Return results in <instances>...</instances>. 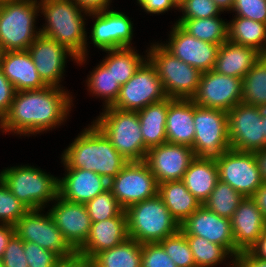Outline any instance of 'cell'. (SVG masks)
<instances>
[{
	"label": "cell",
	"mask_w": 266,
	"mask_h": 267,
	"mask_svg": "<svg viewBox=\"0 0 266 267\" xmlns=\"http://www.w3.org/2000/svg\"><path fill=\"white\" fill-rule=\"evenodd\" d=\"M254 153L259 166L261 179L263 182H266V147Z\"/></svg>",
	"instance_id": "cell-55"
},
{
	"label": "cell",
	"mask_w": 266,
	"mask_h": 267,
	"mask_svg": "<svg viewBox=\"0 0 266 267\" xmlns=\"http://www.w3.org/2000/svg\"><path fill=\"white\" fill-rule=\"evenodd\" d=\"M243 198L244 196L229 184L219 180L202 205L221 217L231 219Z\"/></svg>",
	"instance_id": "cell-37"
},
{
	"label": "cell",
	"mask_w": 266,
	"mask_h": 267,
	"mask_svg": "<svg viewBox=\"0 0 266 267\" xmlns=\"http://www.w3.org/2000/svg\"><path fill=\"white\" fill-rule=\"evenodd\" d=\"M0 68L16 92L38 90L47 86L40 78L27 50L5 51L2 55Z\"/></svg>",
	"instance_id": "cell-25"
},
{
	"label": "cell",
	"mask_w": 266,
	"mask_h": 267,
	"mask_svg": "<svg viewBox=\"0 0 266 267\" xmlns=\"http://www.w3.org/2000/svg\"><path fill=\"white\" fill-rule=\"evenodd\" d=\"M219 17L179 19L176 23L199 40L221 45L228 40V22Z\"/></svg>",
	"instance_id": "cell-33"
},
{
	"label": "cell",
	"mask_w": 266,
	"mask_h": 267,
	"mask_svg": "<svg viewBox=\"0 0 266 267\" xmlns=\"http://www.w3.org/2000/svg\"><path fill=\"white\" fill-rule=\"evenodd\" d=\"M232 12L236 16L266 23V0H234Z\"/></svg>",
	"instance_id": "cell-45"
},
{
	"label": "cell",
	"mask_w": 266,
	"mask_h": 267,
	"mask_svg": "<svg viewBox=\"0 0 266 267\" xmlns=\"http://www.w3.org/2000/svg\"><path fill=\"white\" fill-rule=\"evenodd\" d=\"M72 101L69 91L60 87L18 91L8 113L0 119V130L26 136L49 131L66 121Z\"/></svg>",
	"instance_id": "cell-1"
},
{
	"label": "cell",
	"mask_w": 266,
	"mask_h": 267,
	"mask_svg": "<svg viewBox=\"0 0 266 267\" xmlns=\"http://www.w3.org/2000/svg\"><path fill=\"white\" fill-rule=\"evenodd\" d=\"M185 235L203 237L209 242L223 246L235 258V244L231 220L221 217L201 205L181 225Z\"/></svg>",
	"instance_id": "cell-21"
},
{
	"label": "cell",
	"mask_w": 266,
	"mask_h": 267,
	"mask_svg": "<svg viewBox=\"0 0 266 267\" xmlns=\"http://www.w3.org/2000/svg\"><path fill=\"white\" fill-rule=\"evenodd\" d=\"M194 137V102L191 99H174L168 106L167 142L192 147Z\"/></svg>",
	"instance_id": "cell-26"
},
{
	"label": "cell",
	"mask_w": 266,
	"mask_h": 267,
	"mask_svg": "<svg viewBox=\"0 0 266 267\" xmlns=\"http://www.w3.org/2000/svg\"><path fill=\"white\" fill-rule=\"evenodd\" d=\"M186 238L196 267H214L227 258L232 259L229 267H234V257L223 246L194 235H186Z\"/></svg>",
	"instance_id": "cell-36"
},
{
	"label": "cell",
	"mask_w": 266,
	"mask_h": 267,
	"mask_svg": "<svg viewBox=\"0 0 266 267\" xmlns=\"http://www.w3.org/2000/svg\"><path fill=\"white\" fill-rule=\"evenodd\" d=\"M228 40L254 48L266 55V23L234 16V19L228 22Z\"/></svg>",
	"instance_id": "cell-31"
},
{
	"label": "cell",
	"mask_w": 266,
	"mask_h": 267,
	"mask_svg": "<svg viewBox=\"0 0 266 267\" xmlns=\"http://www.w3.org/2000/svg\"><path fill=\"white\" fill-rule=\"evenodd\" d=\"M39 9L46 21L40 34L65 46L77 58V64L86 63L88 39L83 16L89 13L73 0H40Z\"/></svg>",
	"instance_id": "cell-3"
},
{
	"label": "cell",
	"mask_w": 266,
	"mask_h": 267,
	"mask_svg": "<svg viewBox=\"0 0 266 267\" xmlns=\"http://www.w3.org/2000/svg\"><path fill=\"white\" fill-rule=\"evenodd\" d=\"M0 267H3L2 259H0Z\"/></svg>",
	"instance_id": "cell-61"
},
{
	"label": "cell",
	"mask_w": 266,
	"mask_h": 267,
	"mask_svg": "<svg viewBox=\"0 0 266 267\" xmlns=\"http://www.w3.org/2000/svg\"><path fill=\"white\" fill-rule=\"evenodd\" d=\"M15 234V227L10 224H0V259H2L9 240Z\"/></svg>",
	"instance_id": "cell-52"
},
{
	"label": "cell",
	"mask_w": 266,
	"mask_h": 267,
	"mask_svg": "<svg viewBox=\"0 0 266 267\" xmlns=\"http://www.w3.org/2000/svg\"><path fill=\"white\" fill-rule=\"evenodd\" d=\"M28 210L0 178V224L14 226Z\"/></svg>",
	"instance_id": "cell-41"
},
{
	"label": "cell",
	"mask_w": 266,
	"mask_h": 267,
	"mask_svg": "<svg viewBox=\"0 0 266 267\" xmlns=\"http://www.w3.org/2000/svg\"><path fill=\"white\" fill-rule=\"evenodd\" d=\"M231 149L257 152L265 148L262 108L240 102L227 112Z\"/></svg>",
	"instance_id": "cell-12"
},
{
	"label": "cell",
	"mask_w": 266,
	"mask_h": 267,
	"mask_svg": "<svg viewBox=\"0 0 266 267\" xmlns=\"http://www.w3.org/2000/svg\"><path fill=\"white\" fill-rule=\"evenodd\" d=\"M234 267H266V260L255 257L249 250L234 258Z\"/></svg>",
	"instance_id": "cell-50"
},
{
	"label": "cell",
	"mask_w": 266,
	"mask_h": 267,
	"mask_svg": "<svg viewBox=\"0 0 266 267\" xmlns=\"http://www.w3.org/2000/svg\"><path fill=\"white\" fill-rule=\"evenodd\" d=\"M146 57L155 66L168 98L192 99L201 72L168 52L160 43L152 44Z\"/></svg>",
	"instance_id": "cell-8"
},
{
	"label": "cell",
	"mask_w": 266,
	"mask_h": 267,
	"mask_svg": "<svg viewBox=\"0 0 266 267\" xmlns=\"http://www.w3.org/2000/svg\"><path fill=\"white\" fill-rule=\"evenodd\" d=\"M178 9L183 14L179 19L211 18L221 13L213 0H184Z\"/></svg>",
	"instance_id": "cell-43"
},
{
	"label": "cell",
	"mask_w": 266,
	"mask_h": 267,
	"mask_svg": "<svg viewBox=\"0 0 266 267\" xmlns=\"http://www.w3.org/2000/svg\"><path fill=\"white\" fill-rule=\"evenodd\" d=\"M129 238L125 210L116 217L92 222L85 243L77 250L80 254L95 257L98 253L111 249Z\"/></svg>",
	"instance_id": "cell-23"
},
{
	"label": "cell",
	"mask_w": 266,
	"mask_h": 267,
	"mask_svg": "<svg viewBox=\"0 0 266 267\" xmlns=\"http://www.w3.org/2000/svg\"><path fill=\"white\" fill-rule=\"evenodd\" d=\"M3 53H4V51H3L2 47H1V44H0V62H1V59H2Z\"/></svg>",
	"instance_id": "cell-58"
},
{
	"label": "cell",
	"mask_w": 266,
	"mask_h": 267,
	"mask_svg": "<svg viewBox=\"0 0 266 267\" xmlns=\"http://www.w3.org/2000/svg\"><path fill=\"white\" fill-rule=\"evenodd\" d=\"M125 212L129 238L140 244L160 242L180 230L158 194L129 206Z\"/></svg>",
	"instance_id": "cell-4"
},
{
	"label": "cell",
	"mask_w": 266,
	"mask_h": 267,
	"mask_svg": "<svg viewBox=\"0 0 266 267\" xmlns=\"http://www.w3.org/2000/svg\"><path fill=\"white\" fill-rule=\"evenodd\" d=\"M85 206L92 222L116 217L124 211L109 188L96 195Z\"/></svg>",
	"instance_id": "cell-39"
},
{
	"label": "cell",
	"mask_w": 266,
	"mask_h": 267,
	"mask_svg": "<svg viewBox=\"0 0 266 267\" xmlns=\"http://www.w3.org/2000/svg\"><path fill=\"white\" fill-rule=\"evenodd\" d=\"M249 251L257 258L266 260V228L258 241L249 249Z\"/></svg>",
	"instance_id": "cell-53"
},
{
	"label": "cell",
	"mask_w": 266,
	"mask_h": 267,
	"mask_svg": "<svg viewBox=\"0 0 266 267\" xmlns=\"http://www.w3.org/2000/svg\"><path fill=\"white\" fill-rule=\"evenodd\" d=\"M54 202L48 213L64 239L77 251L85 243L92 225L87 208L85 204L68 201L59 195Z\"/></svg>",
	"instance_id": "cell-20"
},
{
	"label": "cell",
	"mask_w": 266,
	"mask_h": 267,
	"mask_svg": "<svg viewBox=\"0 0 266 267\" xmlns=\"http://www.w3.org/2000/svg\"><path fill=\"white\" fill-rule=\"evenodd\" d=\"M88 16L95 19L89 38L98 49L131 47L133 23L123 12L106 9L89 13Z\"/></svg>",
	"instance_id": "cell-18"
},
{
	"label": "cell",
	"mask_w": 266,
	"mask_h": 267,
	"mask_svg": "<svg viewBox=\"0 0 266 267\" xmlns=\"http://www.w3.org/2000/svg\"><path fill=\"white\" fill-rule=\"evenodd\" d=\"M173 100V98H166L137 111L144 146L147 150L167 142L166 120L168 106Z\"/></svg>",
	"instance_id": "cell-30"
},
{
	"label": "cell",
	"mask_w": 266,
	"mask_h": 267,
	"mask_svg": "<svg viewBox=\"0 0 266 267\" xmlns=\"http://www.w3.org/2000/svg\"><path fill=\"white\" fill-rule=\"evenodd\" d=\"M7 1H10V0H0V6H3Z\"/></svg>",
	"instance_id": "cell-59"
},
{
	"label": "cell",
	"mask_w": 266,
	"mask_h": 267,
	"mask_svg": "<svg viewBox=\"0 0 266 267\" xmlns=\"http://www.w3.org/2000/svg\"><path fill=\"white\" fill-rule=\"evenodd\" d=\"M88 76L86 83L92 96L104 99V108L112 106L119 96L121 86L115 82L111 72L100 63Z\"/></svg>",
	"instance_id": "cell-38"
},
{
	"label": "cell",
	"mask_w": 266,
	"mask_h": 267,
	"mask_svg": "<svg viewBox=\"0 0 266 267\" xmlns=\"http://www.w3.org/2000/svg\"><path fill=\"white\" fill-rule=\"evenodd\" d=\"M242 79L222 75L214 70L203 72L192 101L202 107L231 110L242 102Z\"/></svg>",
	"instance_id": "cell-15"
},
{
	"label": "cell",
	"mask_w": 266,
	"mask_h": 267,
	"mask_svg": "<svg viewBox=\"0 0 266 267\" xmlns=\"http://www.w3.org/2000/svg\"><path fill=\"white\" fill-rule=\"evenodd\" d=\"M168 98L155 66L147 58L132 78L121 86L120 93L112 107L139 111L146 106Z\"/></svg>",
	"instance_id": "cell-10"
},
{
	"label": "cell",
	"mask_w": 266,
	"mask_h": 267,
	"mask_svg": "<svg viewBox=\"0 0 266 267\" xmlns=\"http://www.w3.org/2000/svg\"><path fill=\"white\" fill-rule=\"evenodd\" d=\"M39 12L37 0H10L0 6V44L4 52L29 48L40 35L35 26Z\"/></svg>",
	"instance_id": "cell-7"
},
{
	"label": "cell",
	"mask_w": 266,
	"mask_h": 267,
	"mask_svg": "<svg viewBox=\"0 0 266 267\" xmlns=\"http://www.w3.org/2000/svg\"><path fill=\"white\" fill-rule=\"evenodd\" d=\"M230 220L236 257L258 241L266 228V219L254 199L244 197Z\"/></svg>",
	"instance_id": "cell-22"
},
{
	"label": "cell",
	"mask_w": 266,
	"mask_h": 267,
	"mask_svg": "<svg viewBox=\"0 0 266 267\" xmlns=\"http://www.w3.org/2000/svg\"><path fill=\"white\" fill-rule=\"evenodd\" d=\"M98 267H141V244L128 238L121 244L98 253Z\"/></svg>",
	"instance_id": "cell-34"
},
{
	"label": "cell",
	"mask_w": 266,
	"mask_h": 267,
	"mask_svg": "<svg viewBox=\"0 0 266 267\" xmlns=\"http://www.w3.org/2000/svg\"><path fill=\"white\" fill-rule=\"evenodd\" d=\"M252 198L266 219V182H263L262 186L255 192Z\"/></svg>",
	"instance_id": "cell-54"
},
{
	"label": "cell",
	"mask_w": 266,
	"mask_h": 267,
	"mask_svg": "<svg viewBox=\"0 0 266 267\" xmlns=\"http://www.w3.org/2000/svg\"><path fill=\"white\" fill-rule=\"evenodd\" d=\"M221 12L231 11L233 9L234 0H213Z\"/></svg>",
	"instance_id": "cell-56"
},
{
	"label": "cell",
	"mask_w": 266,
	"mask_h": 267,
	"mask_svg": "<svg viewBox=\"0 0 266 267\" xmlns=\"http://www.w3.org/2000/svg\"><path fill=\"white\" fill-rule=\"evenodd\" d=\"M158 183L146 162H127L117 176L109 181L108 188L121 207L139 203L158 194Z\"/></svg>",
	"instance_id": "cell-11"
},
{
	"label": "cell",
	"mask_w": 266,
	"mask_h": 267,
	"mask_svg": "<svg viewBox=\"0 0 266 267\" xmlns=\"http://www.w3.org/2000/svg\"><path fill=\"white\" fill-rule=\"evenodd\" d=\"M158 195L179 225L202 205L186 188L182 180L160 183L158 185Z\"/></svg>",
	"instance_id": "cell-29"
},
{
	"label": "cell",
	"mask_w": 266,
	"mask_h": 267,
	"mask_svg": "<svg viewBox=\"0 0 266 267\" xmlns=\"http://www.w3.org/2000/svg\"><path fill=\"white\" fill-rule=\"evenodd\" d=\"M262 120H263V128H264V136H265V147H266V107L262 108Z\"/></svg>",
	"instance_id": "cell-57"
},
{
	"label": "cell",
	"mask_w": 266,
	"mask_h": 267,
	"mask_svg": "<svg viewBox=\"0 0 266 267\" xmlns=\"http://www.w3.org/2000/svg\"><path fill=\"white\" fill-rule=\"evenodd\" d=\"M108 53L102 64L111 72L120 86L127 83L141 64L147 59L138 54L134 47L104 50Z\"/></svg>",
	"instance_id": "cell-32"
},
{
	"label": "cell",
	"mask_w": 266,
	"mask_h": 267,
	"mask_svg": "<svg viewBox=\"0 0 266 267\" xmlns=\"http://www.w3.org/2000/svg\"><path fill=\"white\" fill-rule=\"evenodd\" d=\"M242 102L266 107V55H262L242 78Z\"/></svg>",
	"instance_id": "cell-35"
},
{
	"label": "cell",
	"mask_w": 266,
	"mask_h": 267,
	"mask_svg": "<svg viewBox=\"0 0 266 267\" xmlns=\"http://www.w3.org/2000/svg\"><path fill=\"white\" fill-rule=\"evenodd\" d=\"M141 267H177L159 242L141 244Z\"/></svg>",
	"instance_id": "cell-44"
},
{
	"label": "cell",
	"mask_w": 266,
	"mask_h": 267,
	"mask_svg": "<svg viewBox=\"0 0 266 267\" xmlns=\"http://www.w3.org/2000/svg\"><path fill=\"white\" fill-rule=\"evenodd\" d=\"M61 157L65 169L93 171L108 182L117 176L127 163L93 122L69 144Z\"/></svg>",
	"instance_id": "cell-2"
},
{
	"label": "cell",
	"mask_w": 266,
	"mask_h": 267,
	"mask_svg": "<svg viewBox=\"0 0 266 267\" xmlns=\"http://www.w3.org/2000/svg\"><path fill=\"white\" fill-rule=\"evenodd\" d=\"M82 10L88 13L109 9L111 0H73Z\"/></svg>",
	"instance_id": "cell-51"
},
{
	"label": "cell",
	"mask_w": 266,
	"mask_h": 267,
	"mask_svg": "<svg viewBox=\"0 0 266 267\" xmlns=\"http://www.w3.org/2000/svg\"><path fill=\"white\" fill-rule=\"evenodd\" d=\"M24 253L29 267H60L62 259L51 250L33 242H24Z\"/></svg>",
	"instance_id": "cell-42"
},
{
	"label": "cell",
	"mask_w": 266,
	"mask_h": 267,
	"mask_svg": "<svg viewBox=\"0 0 266 267\" xmlns=\"http://www.w3.org/2000/svg\"><path fill=\"white\" fill-rule=\"evenodd\" d=\"M195 157L216 158L231 149L228 139L227 111L194 103Z\"/></svg>",
	"instance_id": "cell-9"
},
{
	"label": "cell",
	"mask_w": 266,
	"mask_h": 267,
	"mask_svg": "<svg viewBox=\"0 0 266 267\" xmlns=\"http://www.w3.org/2000/svg\"><path fill=\"white\" fill-rule=\"evenodd\" d=\"M219 180L229 184L244 197H252L262 186L259 166L254 152L229 149L215 158Z\"/></svg>",
	"instance_id": "cell-13"
},
{
	"label": "cell",
	"mask_w": 266,
	"mask_h": 267,
	"mask_svg": "<svg viewBox=\"0 0 266 267\" xmlns=\"http://www.w3.org/2000/svg\"><path fill=\"white\" fill-rule=\"evenodd\" d=\"M186 188L203 204L219 181L215 158L195 157L184 173Z\"/></svg>",
	"instance_id": "cell-28"
},
{
	"label": "cell",
	"mask_w": 266,
	"mask_h": 267,
	"mask_svg": "<svg viewBox=\"0 0 266 267\" xmlns=\"http://www.w3.org/2000/svg\"><path fill=\"white\" fill-rule=\"evenodd\" d=\"M159 243L177 267H196L186 235L181 230Z\"/></svg>",
	"instance_id": "cell-40"
},
{
	"label": "cell",
	"mask_w": 266,
	"mask_h": 267,
	"mask_svg": "<svg viewBox=\"0 0 266 267\" xmlns=\"http://www.w3.org/2000/svg\"><path fill=\"white\" fill-rule=\"evenodd\" d=\"M60 267H97V262L94 257L75 251L70 256L62 259Z\"/></svg>",
	"instance_id": "cell-49"
},
{
	"label": "cell",
	"mask_w": 266,
	"mask_h": 267,
	"mask_svg": "<svg viewBox=\"0 0 266 267\" xmlns=\"http://www.w3.org/2000/svg\"><path fill=\"white\" fill-rule=\"evenodd\" d=\"M67 174L58 179V195L71 202L86 204L108 189L109 182L93 171L65 169Z\"/></svg>",
	"instance_id": "cell-24"
},
{
	"label": "cell",
	"mask_w": 266,
	"mask_h": 267,
	"mask_svg": "<svg viewBox=\"0 0 266 267\" xmlns=\"http://www.w3.org/2000/svg\"><path fill=\"white\" fill-rule=\"evenodd\" d=\"M16 90L0 68V119L8 113Z\"/></svg>",
	"instance_id": "cell-47"
},
{
	"label": "cell",
	"mask_w": 266,
	"mask_h": 267,
	"mask_svg": "<svg viewBox=\"0 0 266 267\" xmlns=\"http://www.w3.org/2000/svg\"><path fill=\"white\" fill-rule=\"evenodd\" d=\"M100 115L93 123L127 162L145 160L147 149L144 146L137 111L109 106L104 108Z\"/></svg>",
	"instance_id": "cell-5"
},
{
	"label": "cell",
	"mask_w": 266,
	"mask_h": 267,
	"mask_svg": "<svg viewBox=\"0 0 266 267\" xmlns=\"http://www.w3.org/2000/svg\"><path fill=\"white\" fill-rule=\"evenodd\" d=\"M261 56L254 48L227 40L219 47L213 70L222 75L242 79Z\"/></svg>",
	"instance_id": "cell-27"
},
{
	"label": "cell",
	"mask_w": 266,
	"mask_h": 267,
	"mask_svg": "<svg viewBox=\"0 0 266 267\" xmlns=\"http://www.w3.org/2000/svg\"><path fill=\"white\" fill-rule=\"evenodd\" d=\"M28 210L14 225L15 233L24 242H33L46 250L54 251L61 259L75 252L47 212Z\"/></svg>",
	"instance_id": "cell-14"
},
{
	"label": "cell",
	"mask_w": 266,
	"mask_h": 267,
	"mask_svg": "<svg viewBox=\"0 0 266 267\" xmlns=\"http://www.w3.org/2000/svg\"><path fill=\"white\" fill-rule=\"evenodd\" d=\"M167 44L161 45L173 56L201 73L213 70L220 45L202 41L188 34L177 23L172 26Z\"/></svg>",
	"instance_id": "cell-16"
},
{
	"label": "cell",
	"mask_w": 266,
	"mask_h": 267,
	"mask_svg": "<svg viewBox=\"0 0 266 267\" xmlns=\"http://www.w3.org/2000/svg\"><path fill=\"white\" fill-rule=\"evenodd\" d=\"M137 3L149 14H161L169 9H178L174 0H137Z\"/></svg>",
	"instance_id": "cell-48"
},
{
	"label": "cell",
	"mask_w": 266,
	"mask_h": 267,
	"mask_svg": "<svg viewBox=\"0 0 266 267\" xmlns=\"http://www.w3.org/2000/svg\"><path fill=\"white\" fill-rule=\"evenodd\" d=\"M27 51L42 81L47 86L64 88L59 83L62 82L65 72L66 57L70 56L72 61L76 62L74 54L65 46L42 34L34 40Z\"/></svg>",
	"instance_id": "cell-19"
},
{
	"label": "cell",
	"mask_w": 266,
	"mask_h": 267,
	"mask_svg": "<svg viewBox=\"0 0 266 267\" xmlns=\"http://www.w3.org/2000/svg\"><path fill=\"white\" fill-rule=\"evenodd\" d=\"M176 4L179 6L184 0H174Z\"/></svg>",
	"instance_id": "cell-60"
},
{
	"label": "cell",
	"mask_w": 266,
	"mask_h": 267,
	"mask_svg": "<svg viewBox=\"0 0 266 267\" xmlns=\"http://www.w3.org/2000/svg\"><path fill=\"white\" fill-rule=\"evenodd\" d=\"M194 158L192 147L165 142L148 149L144 161L160 184L165 181L182 180Z\"/></svg>",
	"instance_id": "cell-17"
},
{
	"label": "cell",
	"mask_w": 266,
	"mask_h": 267,
	"mask_svg": "<svg viewBox=\"0 0 266 267\" xmlns=\"http://www.w3.org/2000/svg\"><path fill=\"white\" fill-rule=\"evenodd\" d=\"M3 267H29L24 253V241L15 233L2 257Z\"/></svg>",
	"instance_id": "cell-46"
},
{
	"label": "cell",
	"mask_w": 266,
	"mask_h": 267,
	"mask_svg": "<svg viewBox=\"0 0 266 267\" xmlns=\"http://www.w3.org/2000/svg\"><path fill=\"white\" fill-rule=\"evenodd\" d=\"M0 178L29 210L43 211L50 201L58 197L59 178L34 166L5 168L0 172Z\"/></svg>",
	"instance_id": "cell-6"
}]
</instances>
